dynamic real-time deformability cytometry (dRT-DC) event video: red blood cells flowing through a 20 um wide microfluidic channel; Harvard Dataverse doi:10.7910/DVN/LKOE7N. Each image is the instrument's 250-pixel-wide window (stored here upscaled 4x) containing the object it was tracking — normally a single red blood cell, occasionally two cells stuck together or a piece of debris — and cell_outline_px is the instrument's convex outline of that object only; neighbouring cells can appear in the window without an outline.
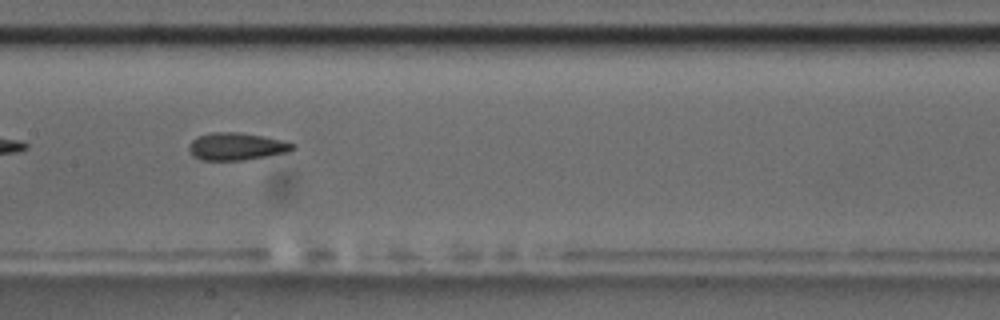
{"species": "common noctule bat (a hibernating species)", "species_latin": "Nyctalus noctula", "temperature_condition": "room temperature", "stored_images_in_passage": 40, "camera_frame_rate_fps": 3000, "um_per_image_px": 0.085, "animal": {"sex": "male", "body_mass_g": 17.5, "forearm_length_mm": 52.3}, "frame": {"image": 1, "passage_image": 12, "time_ms": 3.667, "image_size_px": [1000, 320], "cell_outline_px": [[296, 148], [288, 152], [268, 156], [244, 160], [200, 160], [192, 156], [188, 148], [188, 144], [196, 136], [212, 132], [236, 132], [260, 136], [280, 140], [296, 144]], "centroid_in_image_um": [20.06, 12.46], "position_along_channel_um": 187.3, "area_um2": 16.65}, "authors_computed_cell_mechanics": {"area_um2": 16.9065, "velocity_mm_per_s": 3.6463, "shape_relaxation_time_tau1_ms": 8.7768, "shape_relaxation_time_tau2_ms": 2.7091, "deformation_change_tau1": 0.1948, "deformation_change_tau2": 0.09}}